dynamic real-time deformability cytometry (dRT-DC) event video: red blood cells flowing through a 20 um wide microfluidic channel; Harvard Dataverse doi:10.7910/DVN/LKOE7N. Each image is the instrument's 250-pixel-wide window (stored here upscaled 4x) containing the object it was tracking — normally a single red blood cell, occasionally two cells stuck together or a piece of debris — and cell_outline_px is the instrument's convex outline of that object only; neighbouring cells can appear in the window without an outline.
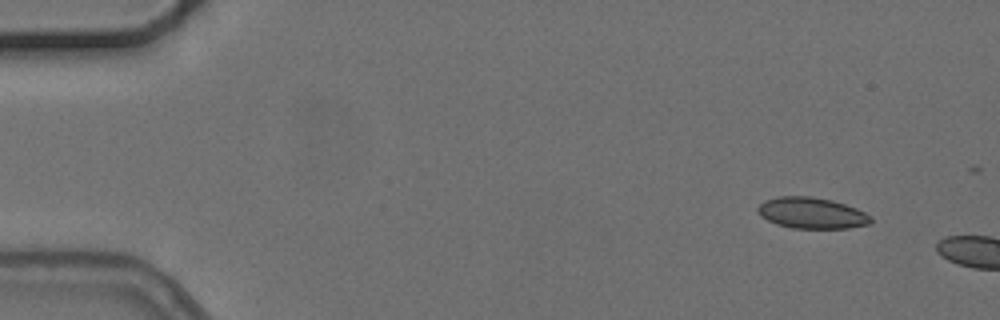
{"species": "common noctule bat (a hibernating species)", "species_latin": "Nyctalus noctula", "temperature_condition": "cold", "stored_images_in_passage": 2, "camera_frame_rate_fps": 3000, "um_per_image_px": 0.085, "animal": {"sex": "female", "body_mass_g": 24.6, "forearm_length_mm": 56.2}, "frame": {"image": 1, "passage_image": 1, "time_ms": 0.0, "image_size_px": [1000, 320], "cell_outline_px": [[872, 224], [848, 228], [792, 228], [776, 224], [760, 216], [756, 208], [764, 200], [780, 196], [812, 196], [832, 200], [856, 208], [872, 216]], "centroid_in_image_um": [69.0, 18.11], "position_along_channel_um": 16.0, "area_um2": 20.63}}